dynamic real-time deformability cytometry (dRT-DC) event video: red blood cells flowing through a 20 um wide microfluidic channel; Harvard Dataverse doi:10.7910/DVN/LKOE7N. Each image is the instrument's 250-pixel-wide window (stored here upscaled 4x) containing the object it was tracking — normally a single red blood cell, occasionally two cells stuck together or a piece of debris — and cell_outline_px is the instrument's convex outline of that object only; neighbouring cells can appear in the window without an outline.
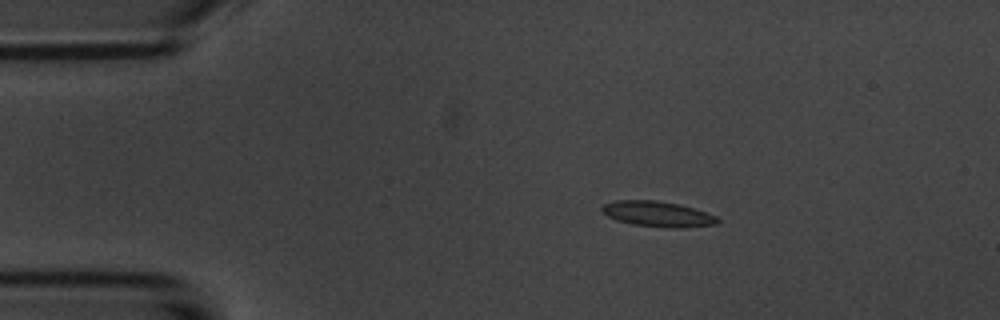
{"species": "common noctule bat (a hibernating species)", "species_latin": "Nyctalus noctula", "temperature_condition": "room temperature", "stored_images_in_passage": 6, "camera_frame_rate_fps": 3000, "um_per_image_px": 0.085, "animal": {"sex": "male", "body_mass_g": 20.1, "forearm_length_mm": 53.5}, "frame": {"image": 1, "passage_image": 2, "time_ms": 1.333, "image_size_px": [1000, 320], "cell_outline_px": [[720, 220], [716, 224], [684, 228], [668, 228], [632, 224], [616, 220], [608, 216], [600, 208], [604, 204], [612, 200], [656, 200], [680, 204], [716, 216]], "centroid_in_image_um": [55.88, 18.19], "position_along_channel_um": 29.1, "area_um2": 17.17}}
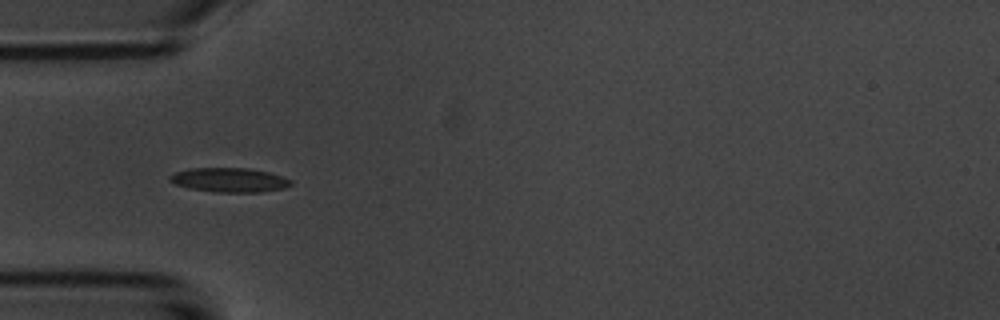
{"frame": {"image": 2, "passage_image": 4, "time_ms": 3.667, "image_size_px": [1000, 320], "cell_outline_px": [[292, 184], [284, 188], [260, 192], [216, 192], [188, 188], [176, 184], [168, 180], [168, 176], [176, 172], [188, 168], [248, 168], [268, 172], [292, 180]], "centroid_in_image_um": [19.47, 15.29], "position_along_channel_um": 65.5, "area_um2": 17.11}}
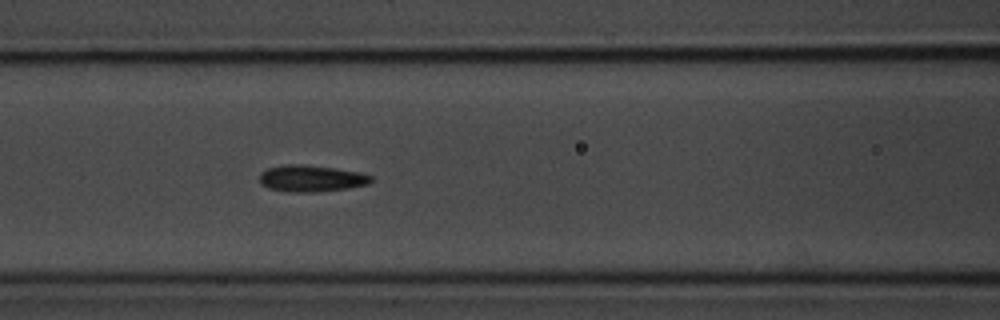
{"frame": {"image": 3, "passage_image": 6, "time_ms": 5.667, "image_size_px": [1000, 320], "cell_outline_px": [[372, 180], [368, 184], [348, 188], [316, 192], [292, 192], [268, 188], [260, 184], [260, 172], [268, 168], [288, 164], [300, 164], [332, 168], [360, 172], [372, 176]], "centroid_in_image_um": [26.44, 15.17], "position_along_channel_um": 140.2, "area_um2": 17.17}}